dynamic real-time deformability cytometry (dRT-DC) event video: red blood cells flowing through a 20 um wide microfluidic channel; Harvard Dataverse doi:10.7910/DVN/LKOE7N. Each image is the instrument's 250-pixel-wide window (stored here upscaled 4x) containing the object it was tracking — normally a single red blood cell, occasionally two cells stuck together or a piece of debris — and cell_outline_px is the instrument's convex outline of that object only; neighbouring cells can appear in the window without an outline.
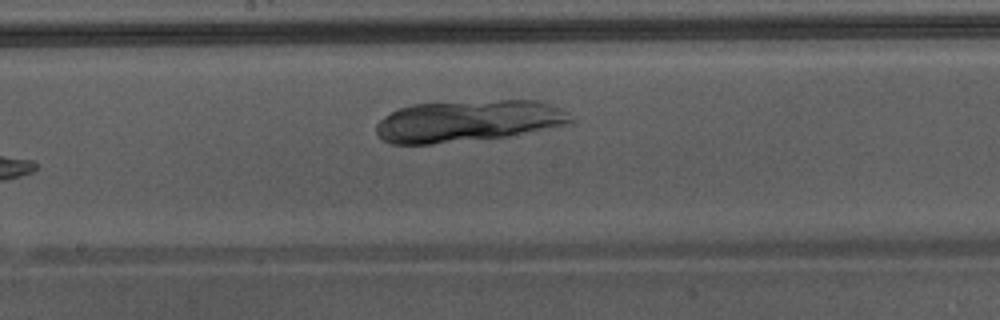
{"species": "Egyptian fruit bat (a non-hibernating species)", "species_latin": "Rousettus aegyptiacus", "temperature_condition": "warm", "stored_images_in_passage": 15, "camera_frame_rate_fps": 3000, "um_per_image_px": 0.085, "animal": {"sex": "male"}, "frame": {"image": 1, "passage_image": 11, "time_ms": 3.333, "image_size_px": [1000, 320], "cell_outline_px": [[572, 124], [504, 136], [432, 144], [388, 144], [376, 136], [376, 124], [384, 116], [400, 108], [412, 104], [500, 100], [536, 100], [560, 108], [568, 112], [572, 120]], "centroid_in_image_um": [39.74, 10.29], "position_along_channel_um": 208.5, "area_um2": 46.93}}